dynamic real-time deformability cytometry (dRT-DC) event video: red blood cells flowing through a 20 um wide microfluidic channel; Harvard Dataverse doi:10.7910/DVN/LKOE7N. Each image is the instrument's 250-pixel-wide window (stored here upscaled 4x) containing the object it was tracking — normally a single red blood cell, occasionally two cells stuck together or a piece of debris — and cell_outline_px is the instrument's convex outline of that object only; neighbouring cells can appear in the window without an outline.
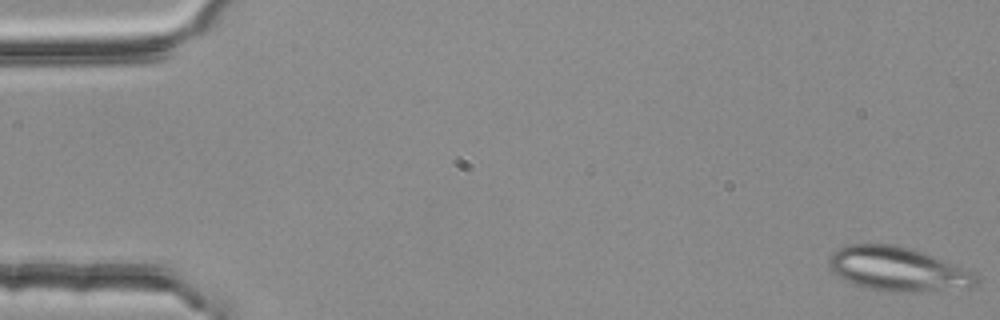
{"species": "common noctule bat (a hibernating species)", "species_latin": "Nyctalus noctula", "temperature_condition": "room temperature", "stored_images_in_passage": 4, "camera_frame_rate_fps": 3000, "um_per_image_px": 0.085, "animal": {"sex": "female", "body_mass_g": 25.1}, "frame": {"image": 1, "passage_image": 1, "time_ms": 0.0, "image_size_px": [1000, 320], "cell_outline_px": [[980, 280], [976, 284], [968, 288], [912, 292], [888, 292], [864, 288], [852, 284], [832, 272], [828, 264], [828, 260], [844, 244], [896, 244], [912, 248], [924, 252], [968, 268], [976, 272]], "centroid_in_image_um": [76.37, 22.88], "position_along_channel_um": 8.6, "area_um2": 38.49}}